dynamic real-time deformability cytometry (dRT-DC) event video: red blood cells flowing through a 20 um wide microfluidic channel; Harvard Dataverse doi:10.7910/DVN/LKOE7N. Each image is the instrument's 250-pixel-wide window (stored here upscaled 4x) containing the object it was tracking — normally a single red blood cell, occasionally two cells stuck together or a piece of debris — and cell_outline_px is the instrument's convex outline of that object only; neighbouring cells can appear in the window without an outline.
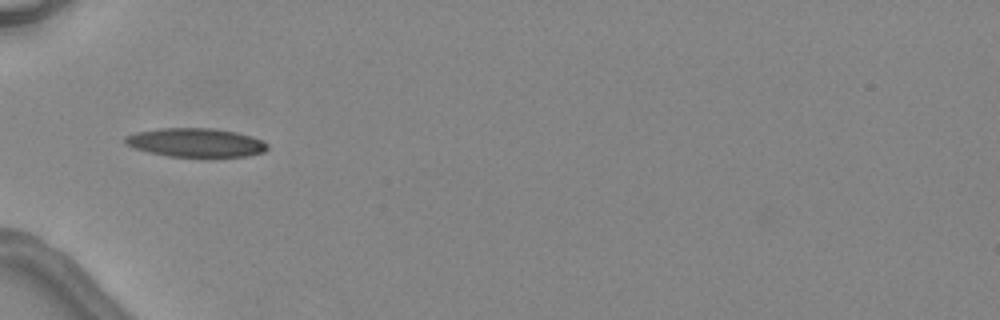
{"species": "common noctule bat (a hibernating species)", "species_latin": "Nyctalus noctula", "temperature_condition": "warm", "stored_images_in_passage": 6, "camera_frame_rate_fps": 3000, "um_per_image_px": 0.085, "animal": {"sex": "female", "body_mass_g": 24.6, "forearm_length_mm": 56.2}, "frame": {"image": 1, "passage_image": 5, "time_ms": 5.667, "image_size_px": [1000, 320], "cell_outline_px": [[268, 148], [264, 152], [244, 156], [168, 156], [148, 152], [136, 148], [128, 144], [124, 140], [124, 136], [136, 132], [160, 128], [212, 128], [236, 132], [252, 136], [268, 144]], "centroid_in_image_um": [16.64, 12.11], "position_along_channel_um": 68.4, "area_um2": 23.58}}